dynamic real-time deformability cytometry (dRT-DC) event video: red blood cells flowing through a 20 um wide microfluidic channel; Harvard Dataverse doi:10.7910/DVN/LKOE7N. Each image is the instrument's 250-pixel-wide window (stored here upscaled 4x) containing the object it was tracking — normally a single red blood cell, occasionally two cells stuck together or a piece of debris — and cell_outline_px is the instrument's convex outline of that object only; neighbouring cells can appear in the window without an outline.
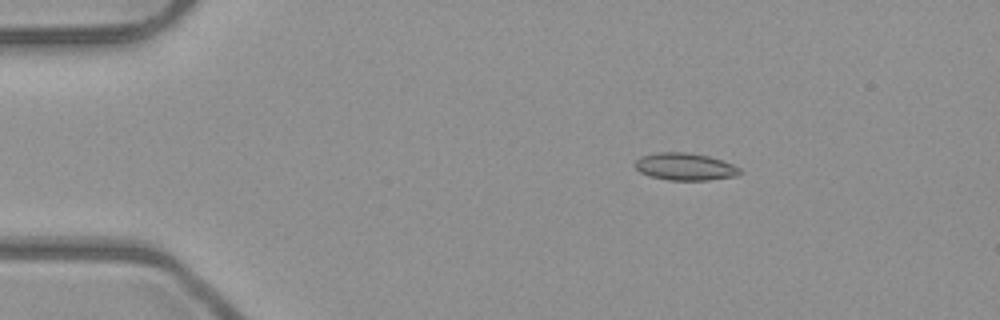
{"species": "common noctule bat (a hibernating species)", "species_latin": "Nyctalus noctula", "temperature_condition": "room temperature", "stored_images_in_passage": 50, "camera_frame_rate_fps": 3000, "um_per_image_px": 0.085, "animal": {"sex": "male", "body_mass_g": 23.1, "forearm_length_mm": 52.7}, "frame": {"image": 1, "passage_image": 7, "time_ms": 2.0, "image_size_px": [1000, 320], "cell_outline_px": [[740, 172], [736, 176], [708, 180], [668, 180], [648, 176], [640, 172], [632, 164], [640, 156], [656, 152], [684, 152], [708, 156], [732, 164], [740, 168]], "centroid_in_image_um": [58.16, 14.17], "position_along_channel_um": 26.8, "area_um2": 16.7}}
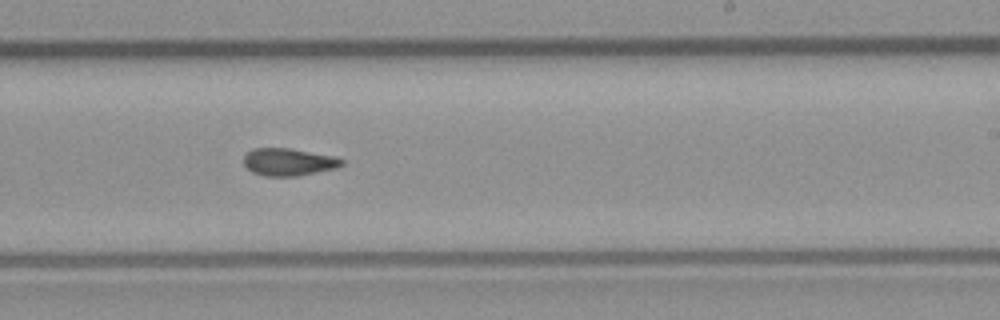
{"frame": {"image": 2, "passage_image": 30, "time_ms": 9.667, "image_size_px": [1000, 320], "cell_outline_px": [[344, 164], [336, 168], [296, 176], [264, 176], [252, 172], [244, 164], [244, 156], [252, 148], [288, 148], [336, 156], [344, 160]], "centroid_in_image_um": [24.54, 13.76], "position_along_channel_um": 264.5, "area_um2": 15.66}}
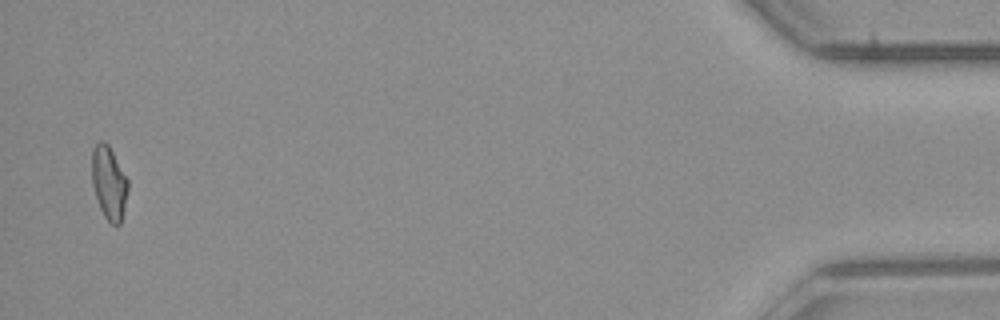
{"frame": {"image": 3, "passage_image": 49, "time_ms": 16.0, "image_size_px": [1000, 320], "cell_outline_px": [[128, 192], [120, 224], [112, 224], [104, 216], [100, 208], [92, 184], [92, 148], [100, 140], [104, 140], [108, 144], [128, 180]], "centroid_in_image_um": [9.25, 15.51], "position_along_channel_um": 425.9, "area_um2": 15.26}, "authors_computed_cell_mechanics": {"area_um2": 15.7794, "velocity_mm_per_s": 3.9956, "shape_relaxation_time_tau1_ms": null, "shape_relaxation_time_tau2_ms": 3.2023, "deformation_change_tau1": null, "deformation_change_tau2": 0.0825}}